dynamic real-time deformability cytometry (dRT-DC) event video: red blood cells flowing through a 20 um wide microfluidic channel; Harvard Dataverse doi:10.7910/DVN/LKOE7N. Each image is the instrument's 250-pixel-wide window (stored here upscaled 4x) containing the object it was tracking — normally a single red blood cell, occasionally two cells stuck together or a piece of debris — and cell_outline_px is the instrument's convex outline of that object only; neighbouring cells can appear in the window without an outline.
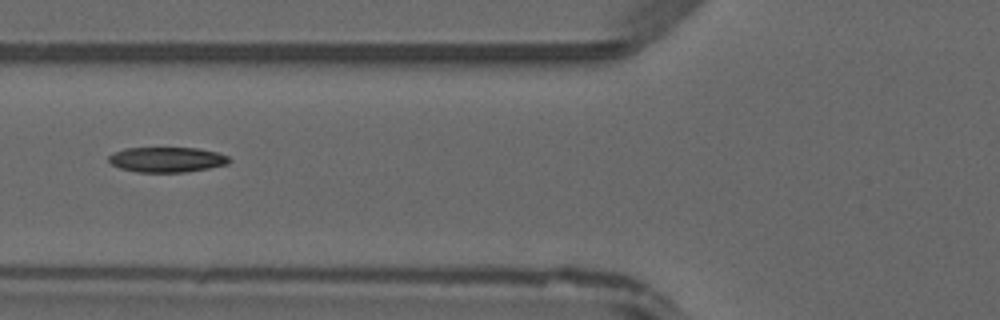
{"species": "common noctule bat (a hibernating species)", "species_latin": "Nyctalus noctula", "temperature_condition": "warm", "stored_images_in_passage": 31, "camera_frame_rate_fps": 3000, "um_per_image_px": 0.085, "animal": {"sex": "male", "forearm_length_mm": 52.5}, "frame": {"image": 1, "passage_image": 5, "time_ms": 1.333, "image_size_px": [1000, 320], "cell_outline_px": [[232, 160], [228, 164], [208, 168], [184, 172], [136, 172], [120, 168], [112, 164], [108, 160], [108, 156], [112, 152], [124, 148], [196, 148], [216, 152], [228, 156]], "centroid_in_image_um": [14.16, 13.56], "position_along_channel_um": 111.6, "area_um2": 17.69}}